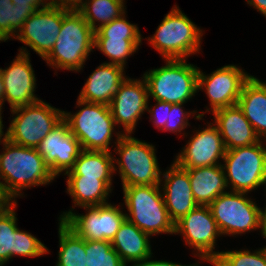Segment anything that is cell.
I'll use <instances>...</instances> for the list:
<instances>
[{
  "label": "cell",
  "mask_w": 266,
  "mask_h": 266,
  "mask_svg": "<svg viewBox=\"0 0 266 266\" xmlns=\"http://www.w3.org/2000/svg\"><path fill=\"white\" fill-rule=\"evenodd\" d=\"M0 153V184L15 200L23 196L21 191L39 185L51 183L55 176L49 165L36 148L14 144L9 140L3 143Z\"/></svg>",
  "instance_id": "obj_1"
},
{
  "label": "cell",
  "mask_w": 266,
  "mask_h": 266,
  "mask_svg": "<svg viewBox=\"0 0 266 266\" xmlns=\"http://www.w3.org/2000/svg\"><path fill=\"white\" fill-rule=\"evenodd\" d=\"M94 42L95 31L82 14L77 9L69 10L63 17L55 44L44 60L55 69L79 72L94 49Z\"/></svg>",
  "instance_id": "obj_2"
},
{
  "label": "cell",
  "mask_w": 266,
  "mask_h": 266,
  "mask_svg": "<svg viewBox=\"0 0 266 266\" xmlns=\"http://www.w3.org/2000/svg\"><path fill=\"white\" fill-rule=\"evenodd\" d=\"M116 154L114 158L120 173L122 186L161 185L160 171L155 148L130 134L115 133Z\"/></svg>",
  "instance_id": "obj_3"
},
{
  "label": "cell",
  "mask_w": 266,
  "mask_h": 266,
  "mask_svg": "<svg viewBox=\"0 0 266 266\" xmlns=\"http://www.w3.org/2000/svg\"><path fill=\"white\" fill-rule=\"evenodd\" d=\"M160 185L125 186L124 204L129 212L126 219L149 236L174 234L175 224L165 206Z\"/></svg>",
  "instance_id": "obj_4"
},
{
  "label": "cell",
  "mask_w": 266,
  "mask_h": 266,
  "mask_svg": "<svg viewBox=\"0 0 266 266\" xmlns=\"http://www.w3.org/2000/svg\"><path fill=\"white\" fill-rule=\"evenodd\" d=\"M199 68L186 59H166V65L147 71L143 77L149 97L171 104L186 103L198 91Z\"/></svg>",
  "instance_id": "obj_5"
},
{
  "label": "cell",
  "mask_w": 266,
  "mask_h": 266,
  "mask_svg": "<svg viewBox=\"0 0 266 266\" xmlns=\"http://www.w3.org/2000/svg\"><path fill=\"white\" fill-rule=\"evenodd\" d=\"M202 35V30L175 5L148 41L165 60L186 59L199 53Z\"/></svg>",
  "instance_id": "obj_6"
},
{
  "label": "cell",
  "mask_w": 266,
  "mask_h": 266,
  "mask_svg": "<svg viewBox=\"0 0 266 266\" xmlns=\"http://www.w3.org/2000/svg\"><path fill=\"white\" fill-rule=\"evenodd\" d=\"M82 109L71 114L63 113V119L68 123L70 132L80 142L82 150L109 151L115 121L109 105L89 103L77 100Z\"/></svg>",
  "instance_id": "obj_7"
},
{
  "label": "cell",
  "mask_w": 266,
  "mask_h": 266,
  "mask_svg": "<svg viewBox=\"0 0 266 266\" xmlns=\"http://www.w3.org/2000/svg\"><path fill=\"white\" fill-rule=\"evenodd\" d=\"M11 113L16 116L7 129L8 140L17 145L37 148L48 133L63 120L64 111L40 100L12 109Z\"/></svg>",
  "instance_id": "obj_8"
},
{
  "label": "cell",
  "mask_w": 266,
  "mask_h": 266,
  "mask_svg": "<svg viewBox=\"0 0 266 266\" xmlns=\"http://www.w3.org/2000/svg\"><path fill=\"white\" fill-rule=\"evenodd\" d=\"M222 167L227 187L231 191L249 193L263 184L266 177V145L257 142L249 146L226 150Z\"/></svg>",
  "instance_id": "obj_9"
},
{
  "label": "cell",
  "mask_w": 266,
  "mask_h": 266,
  "mask_svg": "<svg viewBox=\"0 0 266 266\" xmlns=\"http://www.w3.org/2000/svg\"><path fill=\"white\" fill-rule=\"evenodd\" d=\"M247 193L225 192L210 205L221 235H238L259 229L260 207Z\"/></svg>",
  "instance_id": "obj_10"
},
{
  "label": "cell",
  "mask_w": 266,
  "mask_h": 266,
  "mask_svg": "<svg viewBox=\"0 0 266 266\" xmlns=\"http://www.w3.org/2000/svg\"><path fill=\"white\" fill-rule=\"evenodd\" d=\"M118 207L110 203L92 207H83L87 212L79 215L74 208L60 215L62 220L78 236L85 240L112 241L126 219V214Z\"/></svg>",
  "instance_id": "obj_11"
},
{
  "label": "cell",
  "mask_w": 266,
  "mask_h": 266,
  "mask_svg": "<svg viewBox=\"0 0 266 266\" xmlns=\"http://www.w3.org/2000/svg\"><path fill=\"white\" fill-rule=\"evenodd\" d=\"M69 10L51 4L37 10L24 22L15 39L44 59L52 50L61 31L63 17Z\"/></svg>",
  "instance_id": "obj_12"
},
{
  "label": "cell",
  "mask_w": 266,
  "mask_h": 266,
  "mask_svg": "<svg viewBox=\"0 0 266 266\" xmlns=\"http://www.w3.org/2000/svg\"><path fill=\"white\" fill-rule=\"evenodd\" d=\"M183 234L186 245L196 249L201 260L216 258L220 252L213 251L217 236L221 233L209 205H198L175 223L174 234Z\"/></svg>",
  "instance_id": "obj_13"
},
{
  "label": "cell",
  "mask_w": 266,
  "mask_h": 266,
  "mask_svg": "<svg viewBox=\"0 0 266 266\" xmlns=\"http://www.w3.org/2000/svg\"><path fill=\"white\" fill-rule=\"evenodd\" d=\"M251 77L236 65H226L205 75L198 72V90L204 87L210 100L212 112L236 105L241 94L243 84Z\"/></svg>",
  "instance_id": "obj_14"
},
{
  "label": "cell",
  "mask_w": 266,
  "mask_h": 266,
  "mask_svg": "<svg viewBox=\"0 0 266 266\" xmlns=\"http://www.w3.org/2000/svg\"><path fill=\"white\" fill-rule=\"evenodd\" d=\"M148 86L144 79L126 78L113 96L109 109L116 125H123L124 134H132L137 121L148 108Z\"/></svg>",
  "instance_id": "obj_15"
},
{
  "label": "cell",
  "mask_w": 266,
  "mask_h": 266,
  "mask_svg": "<svg viewBox=\"0 0 266 266\" xmlns=\"http://www.w3.org/2000/svg\"><path fill=\"white\" fill-rule=\"evenodd\" d=\"M26 47L19 50L16 59L6 69L1 68L4 83V101L6 100L11 110L30 105L41 99L35 96L36 77L29 60Z\"/></svg>",
  "instance_id": "obj_16"
},
{
  "label": "cell",
  "mask_w": 266,
  "mask_h": 266,
  "mask_svg": "<svg viewBox=\"0 0 266 266\" xmlns=\"http://www.w3.org/2000/svg\"><path fill=\"white\" fill-rule=\"evenodd\" d=\"M36 149L55 177L70 171L82 151L80 142L70 132L64 119L48 133Z\"/></svg>",
  "instance_id": "obj_17"
},
{
  "label": "cell",
  "mask_w": 266,
  "mask_h": 266,
  "mask_svg": "<svg viewBox=\"0 0 266 266\" xmlns=\"http://www.w3.org/2000/svg\"><path fill=\"white\" fill-rule=\"evenodd\" d=\"M226 148L217 127L209 123L203 130L194 132L193 137L176 156L174 162L183 169L220 165Z\"/></svg>",
  "instance_id": "obj_18"
},
{
  "label": "cell",
  "mask_w": 266,
  "mask_h": 266,
  "mask_svg": "<svg viewBox=\"0 0 266 266\" xmlns=\"http://www.w3.org/2000/svg\"><path fill=\"white\" fill-rule=\"evenodd\" d=\"M16 205L0 216V261L4 264L15 255L39 257L49 252L34 235L17 227Z\"/></svg>",
  "instance_id": "obj_19"
},
{
  "label": "cell",
  "mask_w": 266,
  "mask_h": 266,
  "mask_svg": "<svg viewBox=\"0 0 266 266\" xmlns=\"http://www.w3.org/2000/svg\"><path fill=\"white\" fill-rule=\"evenodd\" d=\"M163 198L170 219L174 224L183 216L192 211L196 203L189 180L188 171L178 166L175 162L166 172H163Z\"/></svg>",
  "instance_id": "obj_20"
},
{
  "label": "cell",
  "mask_w": 266,
  "mask_h": 266,
  "mask_svg": "<svg viewBox=\"0 0 266 266\" xmlns=\"http://www.w3.org/2000/svg\"><path fill=\"white\" fill-rule=\"evenodd\" d=\"M212 114L215 118L213 125L219 130L226 150L249 146L262 140L238 104L217 109Z\"/></svg>",
  "instance_id": "obj_21"
},
{
  "label": "cell",
  "mask_w": 266,
  "mask_h": 266,
  "mask_svg": "<svg viewBox=\"0 0 266 266\" xmlns=\"http://www.w3.org/2000/svg\"><path fill=\"white\" fill-rule=\"evenodd\" d=\"M123 72L124 68L121 66L102 63L91 73L78 99L109 105L121 83L126 79Z\"/></svg>",
  "instance_id": "obj_22"
},
{
  "label": "cell",
  "mask_w": 266,
  "mask_h": 266,
  "mask_svg": "<svg viewBox=\"0 0 266 266\" xmlns=\"http://www.w3.org/2000/svg\"><path fill=\"white\" fill-rule=\"evenodd\" d=\"M237 104L260 139L266 141V81L251 75L243 84Z\"/></svg>",
  "instance_id": "obj_23"
},
{
  "label": "cell",
  "mask_w": 266,
  "mask_h": 266,
  "mask_svg": "<svg viewBox=\"0 0 266 266\" xmlns=\"http://www.w3.org/2000/svg\"><path fill=\"white\" fill-rule=\"evenodd\" d=\"M186 170L194 199L198 205H210L219 195L227 192L222 164Z\"/></svg>",
  "instance_id": "obj_24"
},
{
  "label": "cell",
  "mask_w": 266,
  "mask_h": 266,
  "mask_svg": "<svg viewBox=\"0 0 266 266\" xmlns=\"http://www.w3.org/2000/svg\"><path fill=\"white\" fill-rule=\"evenodd\" d=\"M149 238L148 234L125 219L112 239L111 245L122 261L128 265L129 262L133 263L152 256Z\"/></svg>",
  "instance_id": "obj_25"
},
{
  "label": "cell",
  "mask_w": 266,
  "mask_h": 266,
  "mask_svg": "<svg viewBox=\"0 0 266 266\" xmlns=\"http://www.w3.org/2000/svg\"><path fill=\"white\" fill-rule=\"evenodd\" d=\"M67 193L72 196L74 206L92 207L107 204L112 191V180H99L84 176H68Z\"/></svg>",
  "instance_id": "obj_26"
},
{
  "label": "cell",
  "mask_w": 266,
  "mask_h": 266,
  "mask_svg": "<svg viewBox=\"0 0 266 266\" xmlns=\"http://www.w3.org/2000/svg\"><path fill=\"white\" fill-rule=\"evenodd\" d=\"M115 171H117V169L111 152L82 150L76 158L73 168L64 173V175L112 180Z\"/></svg>",
  "instance_id": "obj_27"
},
{
  "label": "cell",
  "mask_w": 266,
  "mask_h": 266,
  "mask_svg": "<svg viewBox=\"0 0 266 266\" xmlns=\"http://www.w3.org/2000/svg\"><path fill=\"white\" fill-rule=\"evenodd\" d=\"M59 252L56 266H86L85 239L62 220L59 222Z\"/></svg>",
  "instance_id": "obj_28"
},
{
  "label": "cell",
  "mask_w": 266,
  "mask_h": 266,
  "mask_svg": "<svg viewBox=\"0 0 266 266\" xmlns=\"http://www.w3.org/2000/svg\"><path fill=\"white\" fill-rule=\"evenodd\" d=\"M124 0H85L77 9L89 24L96 31L99 27L110 23L124 14ZM100 24L96 25V22Z\"/></svg>",
  "instance_id": "obj_29"
},
{
  "label": "cell",
  "mask_w": 266,
  "mask_h": 266,
  "mask_svg": "<svg viewBox=\"0 0 266 266\" xmlns=\"http://www.w3.org/2000/svg\"><path fill=\"white\" fill-rule=\"evenodd\" d=\"M142 39H125V36H95L94 48L110 58L109 64L125 67L126 59L139 48Z\"/></svg>",
  "instance_id": "obj_30"
},
{
  "label": "cell",
  "mask_w": 266,
  "mask_h": 266,
  "mask_svg": "<svg viewBox=\"0 0 266 266\" xmlns=\"http://www.w3.org/2000/svg\"><path fill=\"white\" fill-rule=\"evenodd\" d=\"M36 11L35 7H20L11 0H0V41L15 38L24 22Z\"/></svg>",
  "instance_id": "obj_31"
},
{
  "label": "cell",
  "mask_w": 266,
  "mask_h": 266,
  "mask_svg": "<svg viewBox=\"0 0 266 266\" xmlns=\"http://www.w3.org/2000/svg\"><path fill=\"white\" fill-rule=\"evenodd\" d=\"M86 266H127L111 241L85 240Z\"/></svg>",
  "instance_id": "obj_32"
},
{
  "label": "cell",
  "mask_w": 266,
  "mask_h": 266,
  "mask_svg": "<svg viewBox=\"0 0 266 266\" xmlns=\"http://www.w3.org/2000/svg\"><path fill=\"white\" fill-rule=\"evenodd\" d=\"M225 266H266V247L250 252L221 251L217 257Z\"/></svg>",
  "instance_id": "obj_33"
},
{
  "label": "cell",
  "mask_w": 266,
  "mask_h": 266,
  "mask_svg": "<svg viewBox=\"0 0 266 266\" xmlns=\"http://www.w3.org/2000/svg\"><path fill=\"white\" fill-rule=\"evenodd\" d=\"M109 35L125 36V39H142L139 28L126 20L125 13L95 31V36Z\"/></svg>",
  "instance_id": "obj_34"
},
{
  "label": "cell",
  "mask_w": 266,
  "mask_h": 266,
  "mask_svg": "<svg viewBox=\"0 0 266 266\" xmlns=\"http://www.w3.org/2000/svg\"><path fill=\"white\" fill-rule=\"evenodd\" d=\"M182 105H184V103L172 104L171 109H168V121L162 131L165 130L173 133H181L182 130L189 126L188 118L190 115L196 113V110L193 112H185Z\"/></svg>",
  "instance_id": "obj_35"
},
{
  "label": "cell",
  "mask_w": 266,
  "mask_h": 266,
  "mask_svg": "<svg viewBox=\"0 0 266 266\" xmlns=\"http://www.w3.org/2000/svg\"><path fill=\"white\" fill-rule=\"evenodd\" d=\"M156 102L155 106H152L153 109L149 107L147 108V112L151 114L150 119L151 121L153 120L152 122L154 126L159 130H162L168 121V109H171L172 104L159 100ZM159 113H161V115Z\"/></svg>",
  "instance_id": "obj_36"
},
{
  "label": "cell",
  "mask_w": 266,
  "mask_h": 266,
  "mask_svg": "<svg viewBox=\"0 0 266 266\" xmlns=\"http://www.w3.org/2000/svg\"><path fill=\"white\" fill-rule=\"evenodd\" d=\"M151 257L135 261L132 266H199L198 264L181 265L170 261L150 260Z\"/></svg>",
  "instance_id": "obj_37"
},
{
  "label": "cell",
  "mask_w": 266,
  "mask_h": 266,
  "mask_svg": "<svg viewBox=\"0 0 266 266\" xmlns=\"http://www.w3.org/2000/svg\"><path fill=\"white\" fill-rule=\"evenodd\" d=\"M15 203L16 200H14L0 184V216L10 209Z\"/></svg>",
  "instance_id": "obj_38"
},
{
  "label": "cell",
  "mask_w": 266,
  "mask_h": 266,
  "mask_svg": "<svg viewBox=\"0 0 266 266\" xmlns=\"http://www.w3.org/2000/svg\"><path fill=\"white\" fill-rule=\"evenodd\" d=\"M11 1L15 6L35 7L37 10L44 9L45 7L50 5L49 0H11Z\"/></svg>",
  "instance_id": "obj_39"
},
{
  "label": "cell",
  "mask_w": 266,
  "mask_h": 266,
  "mask_svg": "<svg viewBox=\"0 0 266 266\" xmlns=\"http://www.w3.org/2000/svg\"><path fill=\"white\" fill-rule=\"evenodd\" d=\"M84 0H50L51 5H56L59 7L67 8V9H78Z\"/></svg>",
  "instance_id": "obj_40"
},
{
  "label": "cell",
  "mask_w": 266,
  "mask_h": 266,
  "mask_svg": "<svg viewBox=\"0 0 266 266\" xmlns=\"http://www.w3.org/2000/svg\"><path fill=\"white\" fill-rule=\"evenodd\" d=\"M247 3L266 17V0H247Z\"/></svg>",
  "instance_id": "obj_41"
},
{
  "label": "cell",
  "mask_w": 266,
  "mask_h": 266,
  "mask_svg": "<svg viewBox=\"0 0 266 266\" xmlns=\"http://www.w3.org/2000/svg\"><path fill=\"white\" fill-rule=\"evenodd\" d=\"M261 228V234L266 239V207L263 211L260 209L259 229Z\"/></svg>",
  "instance_id": "obj_42"
},
{
  "label": "cell",
  "mask_w": 266,
  "mask_h": 266,
  "mask_svg": "<svg viewBox=\"0 0 266 266\" xmlns=\"http://www.w3.org/2000/svg\"><path fill=\"white\" fill-rule=\"evenodd\" d=\"M2 112V110L0 109V143H4L5 141H7L8 140V131H6L5 133H3L4 131H3V124H2V116H1V113ZM3 137V138H2Z\"/></svg>",
  "instance_id": "obj_43"
},
{
  "label": "cell",
  "mask_w": 266,
  "mask_h": 266,
  "mask_svg": "<svg viewBox=\"0 0 266 266\" xmlns=\"http://www.w3.org/2000/svg\"><path fill=\"white\" fill-rule=\"evenodd\" d=\"M4 83H3V78H2V73H1V68H0V109H2V105L4 104Z\"/></svg>",
  "instance_id": "obj_44"
},
{
  "label": "cell",
  "mask_w": 266,
  "mask_h": 266,
  "mask_svg": "<svg viewBox=\"0 0 266 266\" xmlns=\"http://www.w3.org/2000/svg\"><path fill=\"white\" fill-rule=\"evenodd\" d=\"M204 261H208L209 263H212L214 266H225L217 257L216 258H209Z\"/></svg>",
  "instance_id": "obj_45"
},
{
  "label": "cell",
  "mask_w": 266,
  "mask_h": 266,
  "mask_svg": "<svg viewBox=\"0 0 266 266\" xmlns=\"http://www.w3.org/2000/svg\"><path fill=\"white\" fill-rule=\"evenodd\" d=\"M265 186V188H266V177H265V179H264V181H263V184H262V186ZM266 190V189H265Z\"/></svg>",
  "instance_id": "obj_46"
},
{
  "label": "cell",
  "mask_w": 266,
  "mask_h": 266,
  "mask_svg": "<svg viewBox=\"0 0 266 266\" xmlns=\"http://www.w3.org/2000/svg\"><path fill=\"white\" fill-rule=\"evenodd\" d=\"M5 264L2 262V261H0V266H4Z\"/></svg>",
  "instance_id": "obj_47"
}]
</instances>
